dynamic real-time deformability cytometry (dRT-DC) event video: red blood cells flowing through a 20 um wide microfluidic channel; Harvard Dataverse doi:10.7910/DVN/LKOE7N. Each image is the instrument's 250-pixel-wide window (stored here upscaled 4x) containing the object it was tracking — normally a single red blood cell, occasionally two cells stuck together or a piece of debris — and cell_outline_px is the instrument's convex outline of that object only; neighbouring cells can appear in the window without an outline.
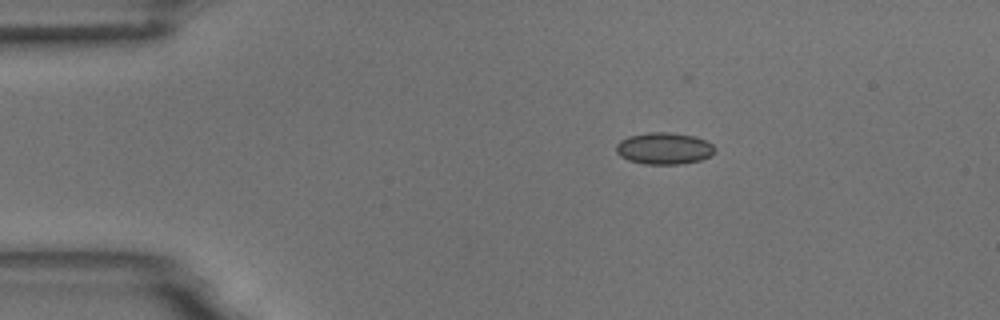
{"species": "common noctule bat (a hibernating species)", "species_latin": "Nyctalus noctula", "temperature_condition": "room temperature", "stored_images_in_passage": 2, "camera_frame_rate_fps": 3000, "um_per_image_px": 0.085, "animal": {"sex": "male", "body_mass_g": 18.8}, "frame": {"image": 1, "passage_image": 1, "time_ms": 0.0, "image_size_px": [1000, 320], "cell_outline_px": [[716, 152], [712, 156], [700, 160], [680, 164], [644, 164], [628, 160], [620, 156], [616, 152], [616, 144], [620, 140], [628, 136], [652, 132], [668, 132], [696, 136], [712, 144], [716, 148]], "centroid_in_image_um": [56.46, 12.62], "position_along_channel_um": 28.5, "area_um2": 18.44}}